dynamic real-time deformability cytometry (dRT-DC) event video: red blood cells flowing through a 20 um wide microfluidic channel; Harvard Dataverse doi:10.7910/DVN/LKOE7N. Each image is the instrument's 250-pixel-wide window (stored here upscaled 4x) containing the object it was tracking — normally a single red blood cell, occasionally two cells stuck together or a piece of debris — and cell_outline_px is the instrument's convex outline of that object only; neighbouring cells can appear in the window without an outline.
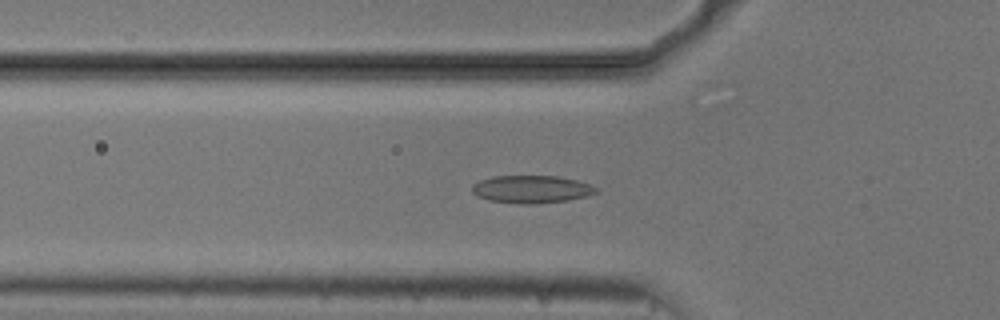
{"species": "common noctule bat (a hibernating species)", "species_latin": "Nyctalus noctula", "temperature_condition": "cold", "stored_images_in_passage": 55, "camera_frame_rate_fps": 3000, "um_per_image_px": 0.085, "animal": {"sex": "male", "body_mass_g": 20.5, "forearm_length_mm": 52.5}, "frame": {"image": 1, "passage_image": 18, "time_ms": 5.667, "image_size_px": [1000, 320], "cell_outline_px": [[600, 192], [588, 196], [568, 200], [532, 204], [520, 204], [488, 200], [476, 196], [472, 192], [472, 184], [480, 180], [496, 176], [556, 176], [576, 180], [592, 184], [600, 188]], "centroid_in_image_um": [45.22, 16.09], "position_along_channel_um": 80.6, "area_um2": 20.23}}
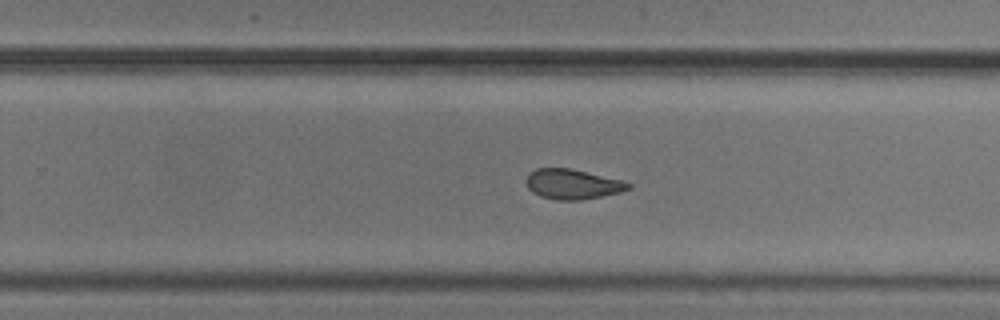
{"frame": {"image": 2, "passage_image": 34, "time_ms": 11.0, "image_size_px": [1000, 320], "cell_outline_px": [[632, 188], [620, 192], [580, 200], [556, 200], [540, 196], [532, 192], [528, 188], [528, 172], [536, 168], [568, 168], [620, 180], [632, 184]], "centroid_in_image_um": [48.65, 15.66], "position_along_channel_um": 281.2, "area_um2": 17.57}}
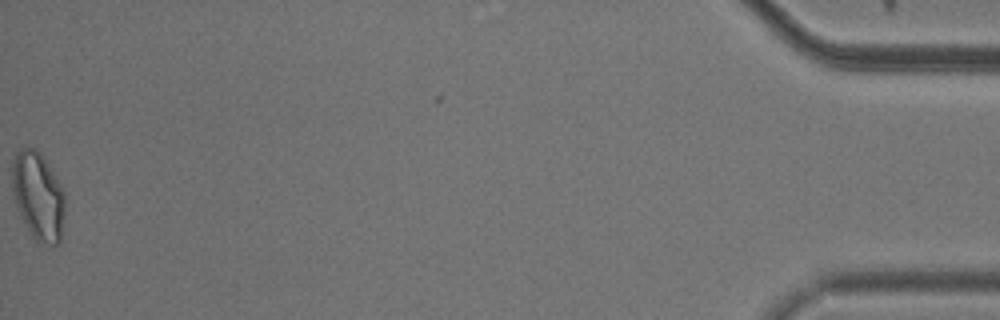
{"frame": {"image": 3, "passage_image": 54, "time_ms": 17.667, "image_size_px": [1000, 320], "cell_outline_px": [[64, 216], [60, 244], [52, 248], [40, 244], [32, 236], [16, 204], [12, 192], [12, 164], [16, 152], [20, 148], [36, 148], [40, 152], [48, 164], [60, 184], [64, 192]], "centroid_in_image_um": [3.26, 16.7], "position_along_channel_um": 431.9, "area_um2": 27.22}, "authors_computed_cell_mechanics": {"area_um2": 20.1722, "velocity_mm_per_s": 3.7465, "shape_relaxation_time_tau1_ms": 7.9249, "shape_relaxation_time_tau2_ms": 1.7666, "deformation_change_tau1": 0.2047, "deformation_change_tau2": 0.0811}}